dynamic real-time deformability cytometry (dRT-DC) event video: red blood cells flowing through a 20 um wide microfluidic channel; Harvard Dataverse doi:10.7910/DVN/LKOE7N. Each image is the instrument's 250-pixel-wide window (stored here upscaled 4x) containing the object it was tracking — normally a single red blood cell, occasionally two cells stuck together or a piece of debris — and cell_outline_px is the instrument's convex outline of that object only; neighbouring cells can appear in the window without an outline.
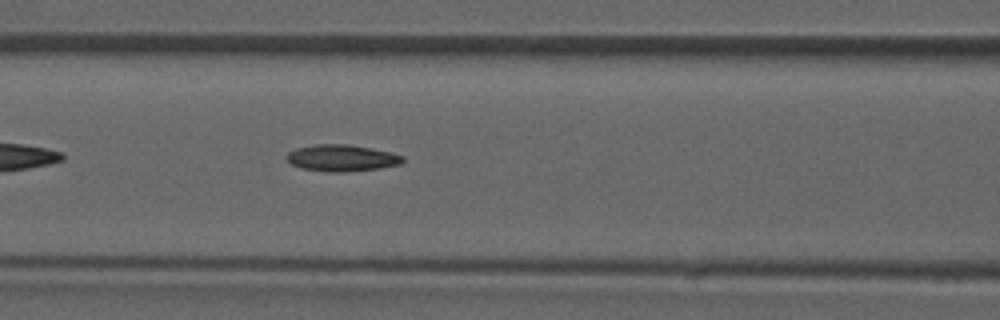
{"species": "common noctule bat (a hibernating species)", "species_latin": "Nyctalus noctula", "temperature_condition": "room temperature", "stored_images_in_passage": 34, "camera_frame_rate_fps": 3000, "um_per_image_px": 0.085, "animal": {"sex": "male", "forearm_length_mm": 52.5}, "frame": {"image": 1, "passage_image": 6, "time_ms": 1.667, "image_size_px": [1000, 320], "cell_outline_px": [[404, 160], [400, 164], [380, 168], [348, 172], [328, 172], [300, 168], [292, 164], [284, 156], [288, 152], [296, 148], [316, 144], [348, 144], [372, 148], [392, 152], [404, 156]], "centroid_in_image_um": [29.05, 13.43], "position_along_channel_um": 137.5, "area_um2": 18.21}}